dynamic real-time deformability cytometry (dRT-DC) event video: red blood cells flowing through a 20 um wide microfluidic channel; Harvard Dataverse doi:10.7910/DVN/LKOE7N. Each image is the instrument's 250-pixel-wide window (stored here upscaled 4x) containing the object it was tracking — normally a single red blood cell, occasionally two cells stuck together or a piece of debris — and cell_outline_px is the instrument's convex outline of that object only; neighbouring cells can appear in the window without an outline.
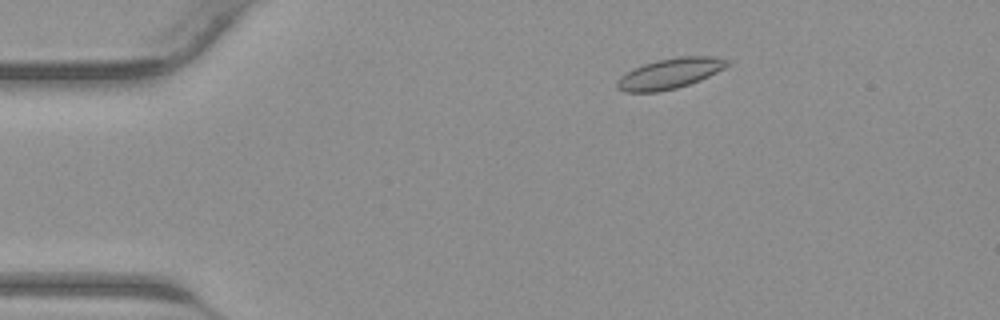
{"species": "common noctule bat (a hibernating species)", "species_latin": "Nyctalus noctula", "temperature_condition": "warm", "stored_images_in_passage": 41, "camera_frame_rate_fps": 3000, "um_per_image_px": 0.085, "animal": {"sex": "male", "body_mass_g": 23.1, "forearm_length_mm": 52.7}, "frame": {"image": 1, "passage_image": 6, "time_ms": 1.667, "image_size_px": [1000, 320], "cell_outline_px": [[732, 64], [700, 80], [676, 88], [660, 92], [624, 92], [616, 88], [616, 84], [620, 76], [632, 68], [644, 64], [660, 60], [680, 56], [712, 56], [732, 60]], "centroid_in_image_um": [56.95, 6.25], "position_along_channel_um": 28.0, "area_um2": 19.59}}
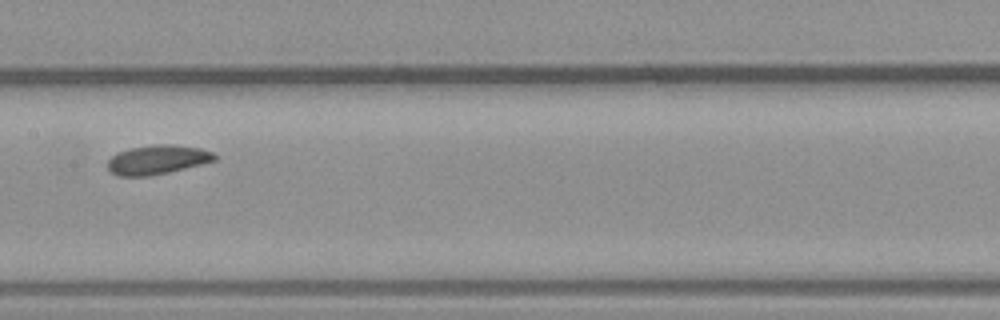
{"frame": {"image": 2, "passage_image": 20, "time_ms": 6.333, "image_size_px": [1000, 320], "cell_outline_px": [[216, 160], [168, 172], [148, 176], [120, 176], [112, 172], [108, 168], [108, 160], [116, 152], [132, 148], [156, 144], [172, 144], [200, 148], [212, 152], [216, 156]], "centroid_in_image_um": [13.36, 13.56], "position_along_channel_um": 194.0, "area_um2": 17.98}}
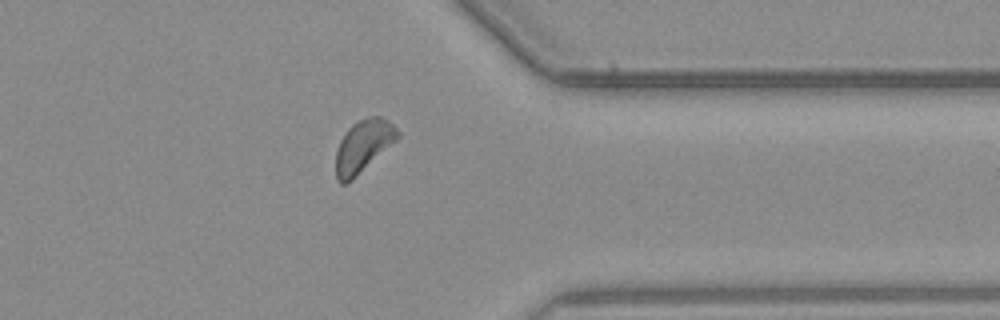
{"frame": {"image": 3, "passage_image": 32, "time_ms": 10.333, "image_size_px": [1000, 320], "cell_outline_px": [[400, 136], [396, 140], [348, 184], [340, 184], [336, 180], [336, 152], [340, 140], [348, 128], [352, 124], [368, 116], [380, 116], [388, 120], [400, 132]], "centroid_in_image_um": [30.86, 12.43], "position_along_channel_um": 380.5, "area_um2": 18.79}}